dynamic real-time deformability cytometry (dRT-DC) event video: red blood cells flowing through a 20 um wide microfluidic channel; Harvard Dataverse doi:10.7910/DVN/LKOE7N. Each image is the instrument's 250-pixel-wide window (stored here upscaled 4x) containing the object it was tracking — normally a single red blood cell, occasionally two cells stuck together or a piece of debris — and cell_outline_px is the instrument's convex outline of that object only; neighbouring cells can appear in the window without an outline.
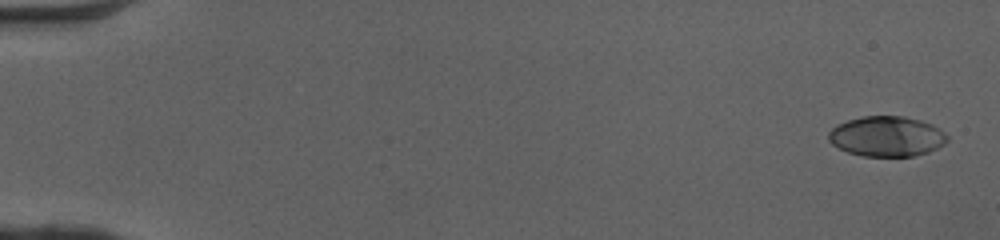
{"species": "human", "species_latin": "Homo sapiens", "temperature_condition": "cold", "stored_images_in_passage": 51, "camera_frame_rate_fps": 3000, "um_per_image_px": 0.085, "donor": {"sex": "female"}, "frame": {"image": 1, "passage_image": 2, "time_ms": 0.333, "image_size_px": [1000, 240], "cell_outline_px": [[948, 140], [944, 144], [928, 152], [912, 156], [864, 156], [848, 152], [832, 144], [828, 140], [828, 132], [836, 124], [848, 120], [864, 116], [904, 116], [920, 120], [932, 124], [940, 128], [948, 136]], "centroid_in_image_um": [75.37, 11.58], "position_along_channel_um": 9.6, "area_um2": 27.86}}
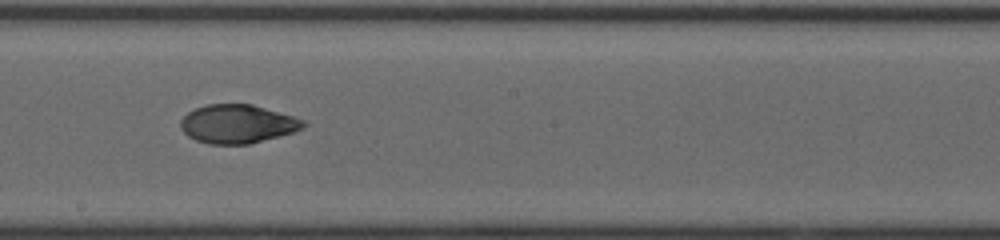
{"frame": {"image": 2, "passage_image": 30, "time_ms": 9.667, "image_size_px": [1000, 240], "cell_outline_px": [[308, 124], [304, 128], [292, 132], [248, 144], [208, 144], [196, 140], [188, 136], [180, 128], [180, 120], [188, 112], [196, 108], [208, 104], [252, 104], [292, 116], [304, 120]], "centroid_in_image_um": [20.17, 10.53], "position_along_channel_um": 228.0, "area_um2": 27.46}}
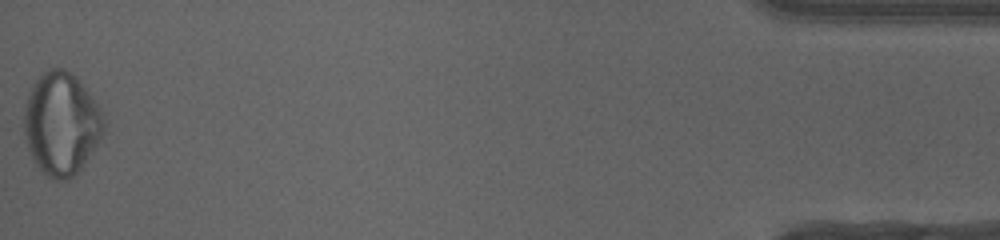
{"frame": {"image": 3, "passage_image": 51, "time_ms": 16.667, "image_size_px": [1000, 240], "cell_outline_px": [[104, 132], [92, 152], [80, 168], [68, 180], [56, 180], [48, 176], [32, 160], [28, 148], [24, 132], [24, 108], [28, 92], [36, 80], [48, 68], [64, 68], [76, 76], [80, 80], [92, 96], [104, 116]], "centroid_in_image_um": [5.21, 10.49], "position_along_channel_um": 430.0, "area_um2": 47.63}, "authors_computed_cell_mechanics": {"area_um2": 28.3798, "velocity_mm_per_s": 4.126, "shape_relaxation_time_tau1_ms": 9.3274, "shape_relaxation_time_tau2_ms": 2.0712, "deformation_change_tau1": 0.3114, "deformation_change_tau2": 0.0587}}